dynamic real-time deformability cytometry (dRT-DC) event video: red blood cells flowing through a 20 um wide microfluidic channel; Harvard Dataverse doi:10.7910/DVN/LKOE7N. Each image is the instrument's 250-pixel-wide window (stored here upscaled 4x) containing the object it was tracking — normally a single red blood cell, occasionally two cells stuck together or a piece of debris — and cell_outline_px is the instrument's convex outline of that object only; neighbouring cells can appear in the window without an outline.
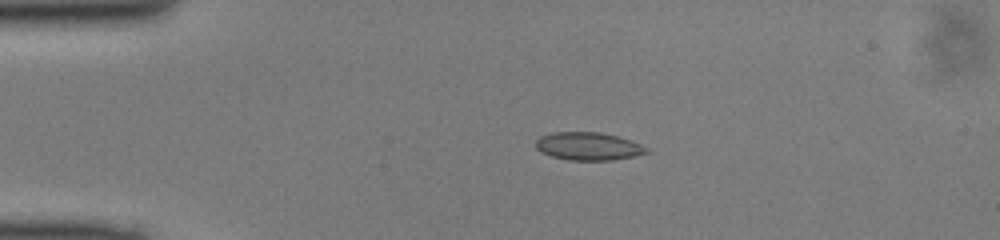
{"species": "common noctule bat (a hibernating species)", "species_latin": "Nyctalus noctula", "temperature_condition": "cold", "stored_images_in_passage": 39, "camera_frame_rate_fps": 3000, "um_per_image_px": 0.085, "animal": {"sex": "male", "body_mass_g": 13.0, "forearm_length_mm": 53.1}, "frame": {"image": 1, "passage_image": 1, "time_ms": 0.0, "image_size_px": [1000, 240], "cell_outline_px": [[652, 152], [612, 160], [568, 160], [552, 156], [540, 152], [536, 148], [536, 140], [540, 136], [552, 132], [600, 132], [632, 140], [648, 148]], "centroid_in_image_um": [50.01, 12.43], "position_along_channel_um": 35.0, "area_um2": 18.09}}
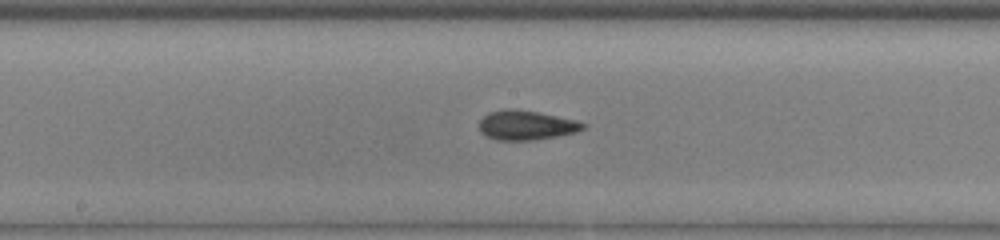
{"frame": {"image": 2, "passage_image": 16, "time_ms": 5.0, "image_size_px": [1000, 240], "cell_outline_px": [[588, 124], [584, 128], [576, 132], [556, 136], [532, 140], [496, 140], [484, 136], [480, 132], [480, 120], [488, 112], [504, 108], [516, 108], [540, 112], [576, 120]], "centroid_in_image_um": [44.71, 10.62], "position_along_channel_um": 203.5, "area_um2": 18.09}}
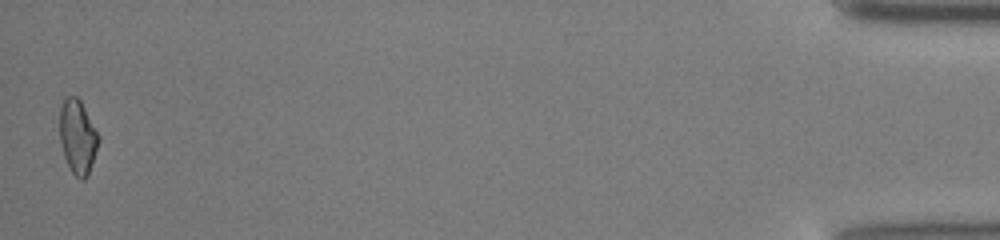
{"frame": {"image": 3, "passage_image": 39, "time_ms": 12.667, "image_size_px": [1000, 240], "cell_outline_px": [[100, 140], [88, 176], [84, 180], [80, 180], [72, 172], [64, 156], [60, 140], [60, 108], [64, 96], [76, 96], [80, 100], [100, 136]], "centroid_in_image_um": [6.61, 11.63], "position_along_channel_um": 428.6, "area_um2": 16.82}}